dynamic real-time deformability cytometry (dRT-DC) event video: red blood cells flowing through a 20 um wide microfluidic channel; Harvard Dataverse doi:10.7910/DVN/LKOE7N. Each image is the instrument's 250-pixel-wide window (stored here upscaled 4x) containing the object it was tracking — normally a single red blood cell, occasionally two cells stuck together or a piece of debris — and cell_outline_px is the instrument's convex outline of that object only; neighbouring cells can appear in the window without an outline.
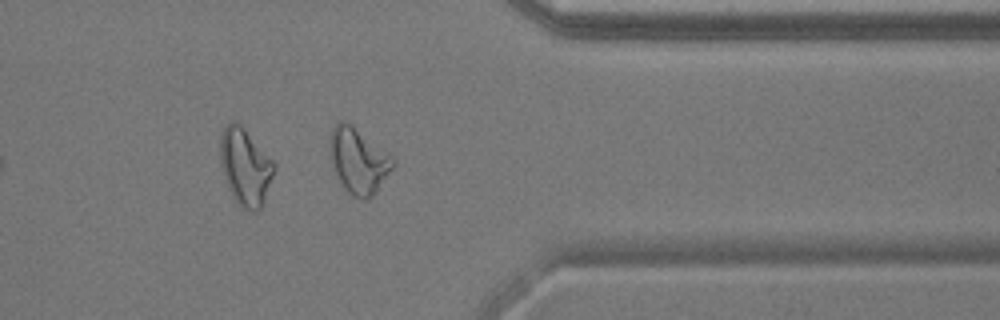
{"species": "common noctule bat (a hibernating species)", "species_latin": "Nyctalus noctula", "temperature_condition": "warm", "stored_images_in_passage": 48, "camera_frame_rate_fps": 3000, "um_per_image_px": 0.085, "animal": {"sex": "male", "body_mass_g": 17.9}, "frame": {"image": 1, "passage_image": 41, "time_ms": 13.333, "image_size_px": [1000, 320], "cell_outline_px": [[396, 164], [376, 192], [368, 200], [360, 200], [352, 196], [344, 188], [336, 176], [332, 168], [328, 148], [328, 140], [332, 128], [340, 120], [348, 120], [392, 156], [396, 160]], "centroid_in_image_um": [30.44, 13.64], "position_along_channel_um": 381.0, "area_um2": 24.8}, "authors_computed_cell_mechanics": {"area_um2": 23.2645, "velocity_mm_per_s": 3.8298, "shape_relaxation_time_tau1_ms": 6.7541, "shape_relaxation_time_tau2_ms": 1.5439, "deformation_change_tau1": 0.2079, "deformation_change_tau2": 0.1022}}